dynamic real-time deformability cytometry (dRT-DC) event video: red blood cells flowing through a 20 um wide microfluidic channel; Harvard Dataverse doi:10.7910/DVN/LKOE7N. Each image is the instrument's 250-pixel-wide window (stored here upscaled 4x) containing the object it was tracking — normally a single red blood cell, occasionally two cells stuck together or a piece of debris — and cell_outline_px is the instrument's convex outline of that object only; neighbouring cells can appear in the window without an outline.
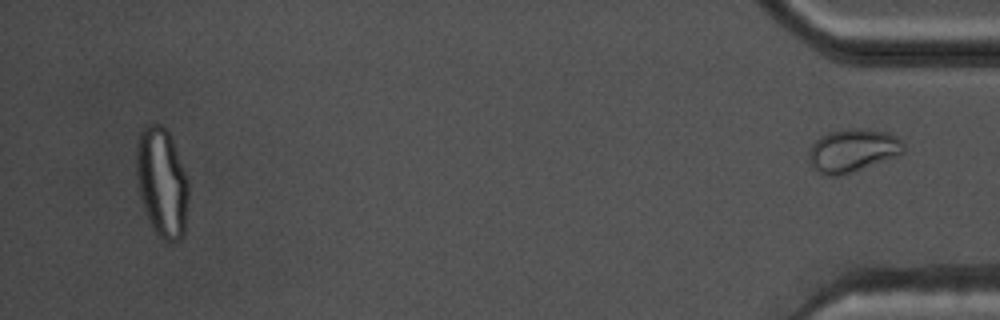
{"species": "common noctule bat (a hibernating species)", "species_latin": "Nyctalus noctula", "temperature_condition": "warm", "stored_images_in_passage": 52, "segment_of_instrument_passage": [2, 2], "camera_frame_rate_fps": 3000, "um_per_image_px": 0.085, "animal": {"sex": "male", "body_mass_g": 17.5, "forearm_length_mm": 52.3}, "frame": {"image": 1, "passage_image": 52, "time_ms": 17.0, "image_size_px": [1000, 320], "cell_outline_px": [[904, 152], [896, 156], [836, 176], [828, 176], [820, 172], [808, 160], [808, 156], [812, 144], [820, 136], [828, 132], [856, 128], [884, 132], [896, 136], [904, 144]], "centroid_in_image_um": [72.46, 12.77], "position_along_channel_um": 362.7, "area_um2": 23.0}}